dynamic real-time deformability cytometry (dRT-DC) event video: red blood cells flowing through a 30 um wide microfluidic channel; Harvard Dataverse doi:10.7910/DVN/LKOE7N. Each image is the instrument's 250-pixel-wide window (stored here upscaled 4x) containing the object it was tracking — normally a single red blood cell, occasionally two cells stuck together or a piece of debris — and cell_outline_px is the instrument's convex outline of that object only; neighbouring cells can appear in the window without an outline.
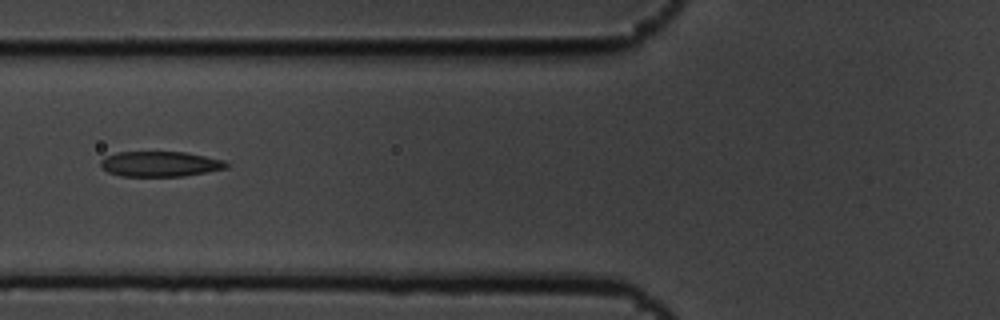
{"species": "common noctule bat (a hibernating species)", "species_latin": "Nyctalus noctula", "temperature_condition": "cold", "stored_images_in_passage": 6, "camera_frame_rate_fps": 3000, "um_per_image_px": 0.085, "animal": {"sex": "male", "body_mass_g": 19.5, "forearm_length_mm": 54.6}, "frame": {"image": 1, "passage_image": 6, "time_ms": 1.667, "image_size_px": [1000, 320], "cell_outline_px": [[228, 168], [184, 176], [120, 176], [108, 172], [100, 164], [100, 160], [104, 156], [116, 152], [184, 152], [224, 160], [228, 164]], "centroid_in_image_um": [13.59, 13.94], "position_along_channel_um": 112.2, "area_um2": 18.5}}